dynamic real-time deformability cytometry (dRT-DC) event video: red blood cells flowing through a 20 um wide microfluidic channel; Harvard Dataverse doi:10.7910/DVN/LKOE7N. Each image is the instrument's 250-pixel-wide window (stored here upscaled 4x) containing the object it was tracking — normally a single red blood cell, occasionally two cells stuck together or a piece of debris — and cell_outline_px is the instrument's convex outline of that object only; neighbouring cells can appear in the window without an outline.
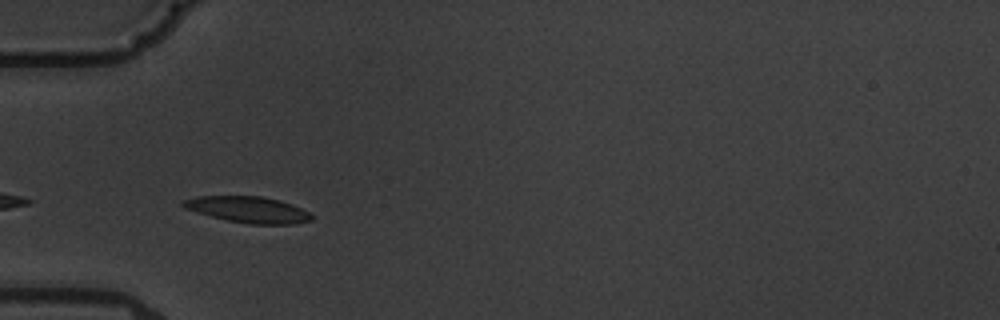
{"species": "common noctule bat (a hibernating species)", "species_latin": "Nyctalus noctula", "temperature_condition": "warm", "stored_images_in_passage": 5, "camera_frame_rate_fps": 3000, "um_per_image_px": 0.085, "animal": {"sex": "male", "body_mass_g": 19.5, "forearm_length_mm": 54.6}, "frame": {"image": 1, "passage_image": 4, "time_ms": 3.333, "image_size_px": [1000, 320], "cell_outline_px": [[312, 220], [292, 224], [248, 224], [228, 220], [196, 212], [184, 208], [180, 204], [180, 200], [196, 196], [260, 196], [280, 200], [292, 204], [308, 212], [312, 216]], "centroid_in_image_um": [21.04, 17.8], "position_along_channel_um": 64.0, "area_um2": 19.59}}
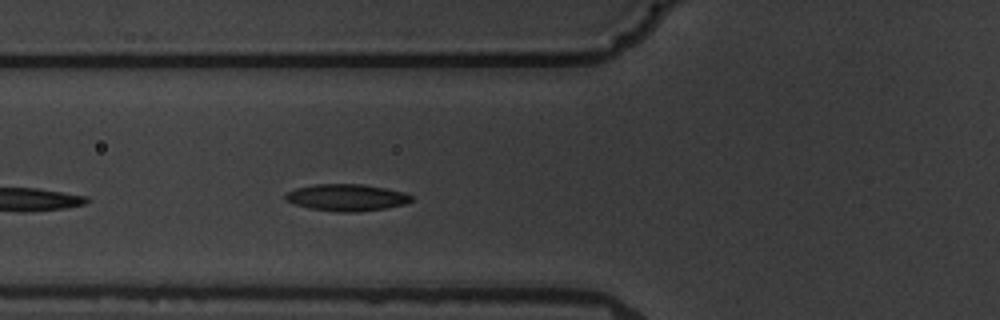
{"frame": {"image": 2, "passage_image": 5, "time_ms": 4.333, "image_size_px": [1000, 320], "cell_outline_px": [[412, 200], [404, 204], [388, 208], [356, 212], [336, 212], [308, 208], [284, 200], [284, 196], [288, 192], [296, 188], [312, 184], [360, 184], [384, 188], [404, 192], [412, 196]], "centroid_in_image_um": [29.44, 16.79], "position_along_channel_um": 96.4, "area_um2": 19.71}}